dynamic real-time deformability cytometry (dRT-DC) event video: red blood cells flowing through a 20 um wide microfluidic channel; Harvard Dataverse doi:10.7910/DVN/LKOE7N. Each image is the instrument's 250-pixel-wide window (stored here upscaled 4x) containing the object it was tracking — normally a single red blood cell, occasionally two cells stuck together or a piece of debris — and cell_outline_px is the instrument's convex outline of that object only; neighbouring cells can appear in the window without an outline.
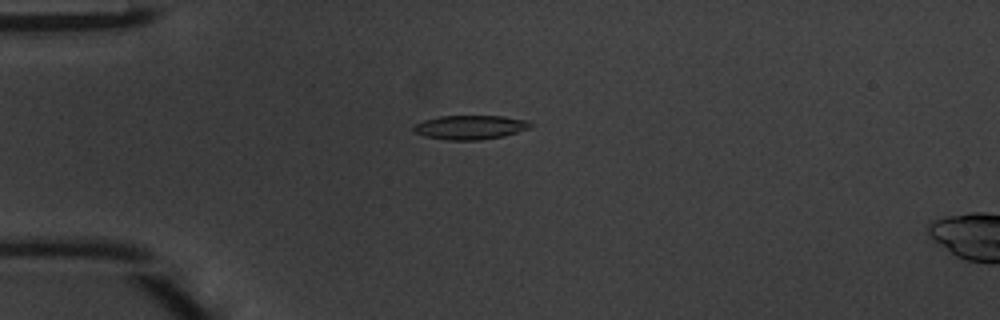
{"species": "common noctule bat (a hibernating species)", "species_latin": "Nyctalus noctula", "temperature_condition": "warm", "stored_images_in_passage": 47, "camera_frame_rate_fps": 3000, "um_per_image_px": 0.085, "animal": {"sex": "male", "body_mass_g": 20.1, "forearm_length_mm": 53.5}, "frame": {"image": 1, "passage_image": 12, "time_ms": 3.667, "image_size_px": [1000, 320], "cell_outline_px": [[532, 128], [504, 136], [480, 140], [448, 140], [424, 136], [416, 132], [412, 128], [416, 124], [424, 120], [440, 116], [504, 116], [528, 120], [532, 124]], "centroid_in_image_um": [40.02, 10.82], "position_along_channel_um": 45.0, "area_um2": 16.47}}
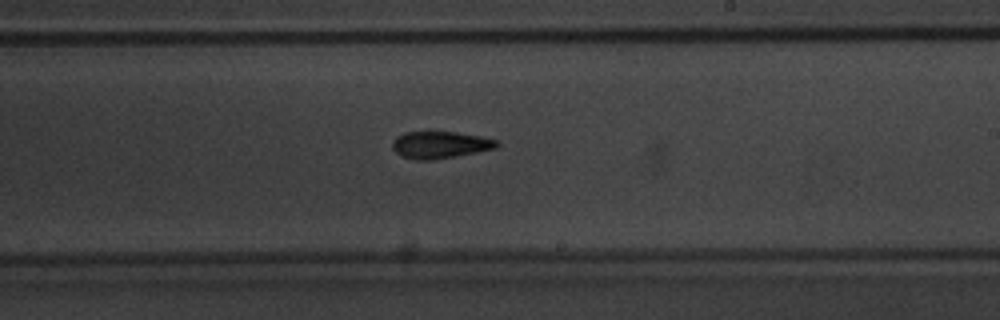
{"frame": {"image": 2, "passage_image": 28, "time_ms": 9.0, "image_size_px": [1000, 320], "cell_outline_px": [[500, 144], [496, 148], [456, 156], [432, 160], [416, 160], [400, 156], [392, 148], [392, 140], [396, 136], [404, 132], [456, 132], [480, 136], [496, 140]], "centroid_in_image_um": [37.37, 12.31], "position_along_channel_um": 251.6, "area_um2": 16.47}}
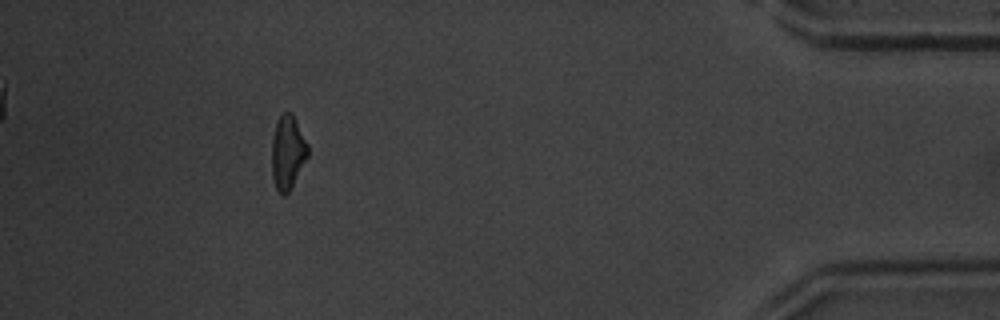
{"frame": {"image": 3, "passage_image": 43, "time_ms": 14.0, "image_size_px": [1000, 320], "cell_outline_px": [[308, 156], [288, 192], [284, 196], [276, 188], [272, 176], [272, 136], [276, 120], [284, 112], [292, 112], [308, 144]], "centroid_in_image_um": [24.44, 12.9], "position_along_channel_um": 410.8, "area_um2": 15.43}, "authors_computed_cell_mechanics": {"area_um2": 16.184, "velocity_mm_per_s": 4.2535, "shape_relaxation_time_tau1_ms": 2.8771, "shape_relaxation_time_tau2_ms": 2.651, "deformation_change_tau1": 0.1569, "deformation_change_tau2": 0.1216}}